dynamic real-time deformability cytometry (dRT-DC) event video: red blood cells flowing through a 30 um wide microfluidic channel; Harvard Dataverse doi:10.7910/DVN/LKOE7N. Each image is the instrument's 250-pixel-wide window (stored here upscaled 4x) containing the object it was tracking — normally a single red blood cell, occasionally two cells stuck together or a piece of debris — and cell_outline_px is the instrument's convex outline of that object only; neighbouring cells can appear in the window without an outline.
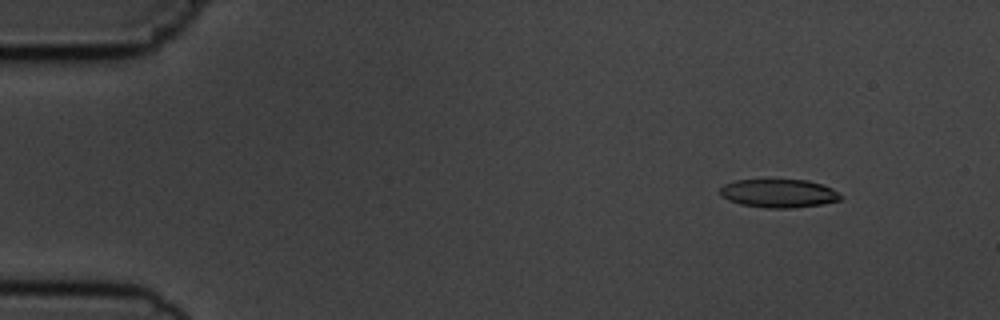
{"species": "common noctule bat (a hibernating species)", "species_latin": "Nyctalus noctula", "temperature_condition": "cold", "stored_images_in_passage": 4, "camera_frame_rate_fps": 3000, "um_per_image_px": 0.085, "animal": {"sex": "male", "body_mass_g": 19.5, "forearm_length_mm": 54.6}, "frame": {"image": 1, "passage_image": 2, "time_ms": 1.0, "image_size_px": [1000, 320], "cell_outline_px": [[840, 200], [820, 204], [792, 208], [764, 208], [740, 204], [728, 200], [720, 196], [720, 188], [724, 184], [736, 180], [768, 176], [808, 180], [832, 188], [840, 196]], "centroid_in_image_um": [66.1, 16.37], "position_along_channel_um": 18.9, "area_um2": 20.87}}